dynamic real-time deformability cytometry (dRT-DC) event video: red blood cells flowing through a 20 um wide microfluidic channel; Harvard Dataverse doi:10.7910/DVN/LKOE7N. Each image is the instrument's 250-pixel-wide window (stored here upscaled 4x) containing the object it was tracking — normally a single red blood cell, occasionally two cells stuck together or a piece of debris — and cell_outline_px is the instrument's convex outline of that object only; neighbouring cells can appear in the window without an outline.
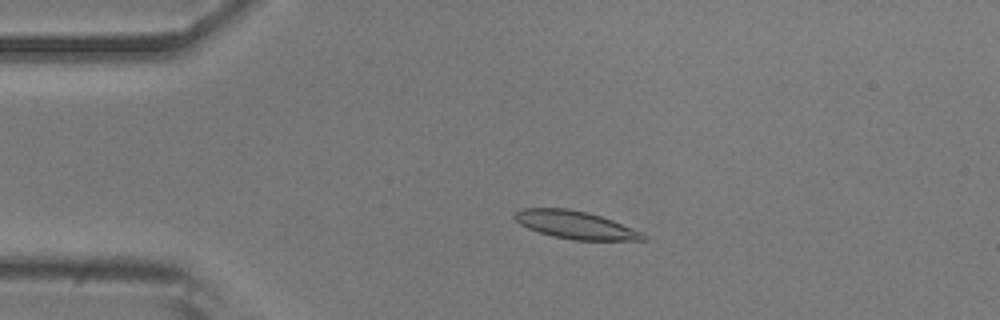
{"species": "common noctule bat (a hibernating species)", "species_latin": "Nyctalus noctula", "temperature_condition": "room temperature", "stored_images_in_passage": 52, "camera_frame_rate_fps": 3000, "um_per_image_px": 0.085, "animal": {"sex": "male", "body_mass_g": 20.5, "forearm_length_mm": 52.5}, "frame": {"image": 1, "passage_image": 11, "time_ms": 3.333, "image_size_px": [1000, 320], "cell_outline_px": [[648, 240], [572, 240], [552, 236], [528, 228], [520, 224], [512, 216], [512, 212], [520, 208], [568, 208], [588, 212], [612, 220], [644, 232], [648, 236]], "centroid_in_image_um": [48.91, 19.11], "position_along_channel_um": 36.1, "area_um2": 21.1}}
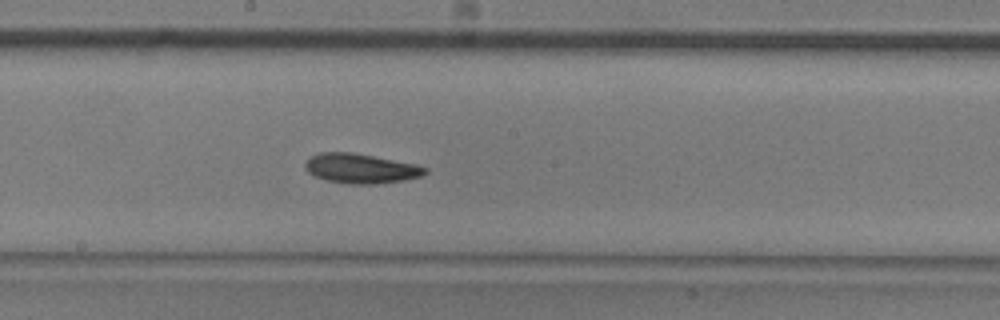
{"frame": {"image": 2, "passage_image": 28, "time_ms": 9.0, "image_size_px": [1000, 320], "cell_outline_px": [[428, 172], [420, 176], [404, 180], [372, 184], [348, 184], [324, 180], [308, 172], [304, 168], [304, 164], [312, 156], [320, 152], [352, 152], [416, 164], [428, 168]], "centroid_in_image_um": [30.66, 14.32], "position_along_channel_um": 217.5, "area_um2": 20.69}}
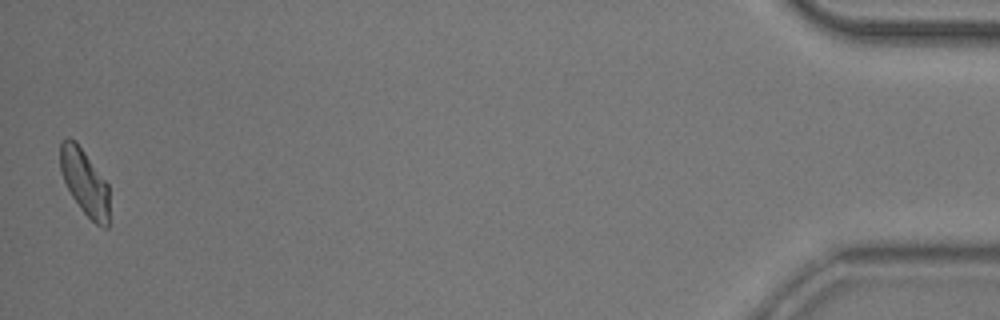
{"frame": {"image": 3, "passage_image": 52, "time_ms": 17.0, "image_size_px": [1000, 320], "cell_outline_px": [[108, 228], [104, 228], [96, 224], [80, 208], [72, 196], [64, 180], [60, 168], [60, 144], [68, 136], [76, 140], [108, 184]], "centroid_in_image_um": [7.19, 15.46], "position_along_channel_um": 428.0, "area_um2": 18.67}, "authors_computed_cell_mechanics": {"area_um2": 20.2589, "velocity_mm_per_s": 3.7946, "shape_relaxation_time_tau1_ms": 4.3961, "shape_relaxation_time_tau2_ms": 7.4285, "deformation_change_tau1": 0.1411, "deformation_change_tau2": 0.1378}}